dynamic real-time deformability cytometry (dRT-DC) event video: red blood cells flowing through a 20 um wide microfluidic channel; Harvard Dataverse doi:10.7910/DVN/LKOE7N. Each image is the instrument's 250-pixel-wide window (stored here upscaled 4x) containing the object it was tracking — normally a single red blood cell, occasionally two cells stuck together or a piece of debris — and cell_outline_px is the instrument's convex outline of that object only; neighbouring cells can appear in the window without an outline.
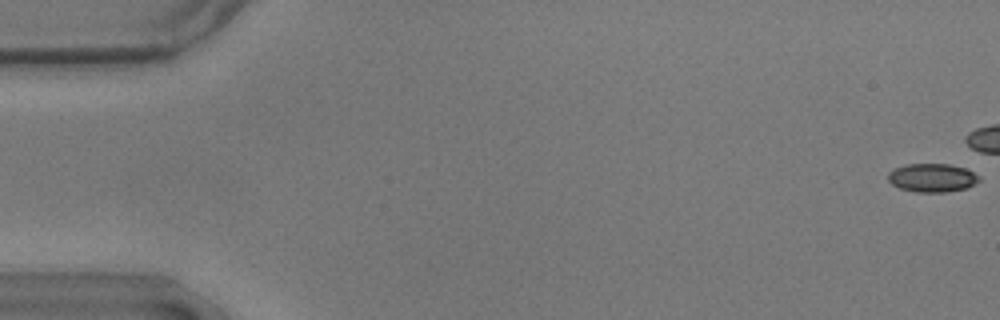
{"species": "common noctule bat (a hibernating species)", "species_latin": "Nyctalus noctula", "temperature_condition": "warm", "stored_images_in_passage": 38, "camera_frame_rate_fps": 3000, "um_per_image_px": 0.085, "animal": {"sex": "male", "body_mass_g": 17.9}, "frame": {"image": 1, "passage_image": 1, "time_ms": 0.0, "image_size_px": [1000, 320], "cell_outline_px": [[980, 180], [968, 188], [944, 192], [916, 192], [900, 188], [892, 184], [888, 180], [888, 172], [904, 164], [948, 164], [964, 168], [980, 176]], "centroid_in_image_um": [79.23, 15.11], "position_along_channel_um": 5.8, "area_um2": 15.09}}
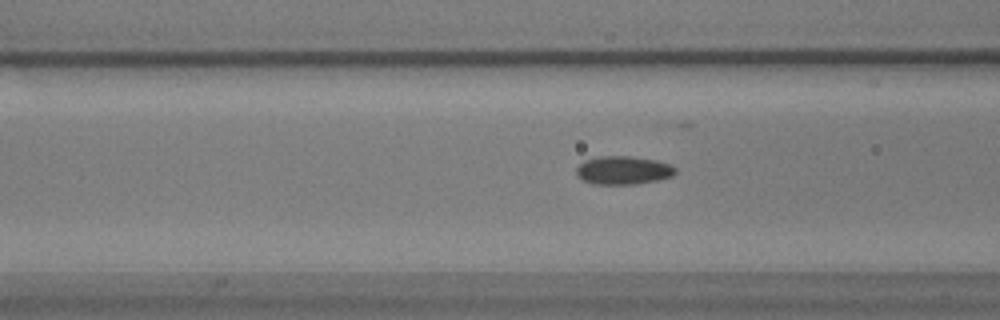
{"frame": {"image": 2, "passage_image": 22, "time_ms": 7.0, "image_size_px": [1000, 320], "cell_outline_px": [[676, 172], [672, 176], [660, 180], [636, 184], [592, 184], [576, 176], [576, 168], [584, 160], [600, 156], [628, 156], [656, 160], [668, 164], [676, 168]], "centroid_in_image_um": [52.96, 14.48], "position_along_channel_um": 113.6, "area_um2": 16.42}}
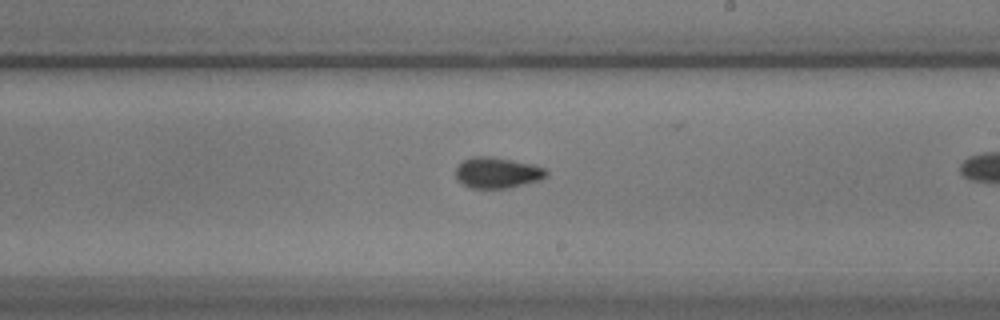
{"frame": {"image": 3, "passage_image": 33, "time_ms": 10.667, "image_size_px": [1000, 320], "cell_outline_px": [[548, 176], [540, 180], [508, 188], [468, 188], [456, 180], [456, 168], [464, 160], [476, 156], [488, 156], [512, 160], [532, 164], [544, 168], [548, 172]], "centroid_in_image_um": [42.26, 14.69], "position_along_channel_um": 246.7, "area_um2": 16.3}}